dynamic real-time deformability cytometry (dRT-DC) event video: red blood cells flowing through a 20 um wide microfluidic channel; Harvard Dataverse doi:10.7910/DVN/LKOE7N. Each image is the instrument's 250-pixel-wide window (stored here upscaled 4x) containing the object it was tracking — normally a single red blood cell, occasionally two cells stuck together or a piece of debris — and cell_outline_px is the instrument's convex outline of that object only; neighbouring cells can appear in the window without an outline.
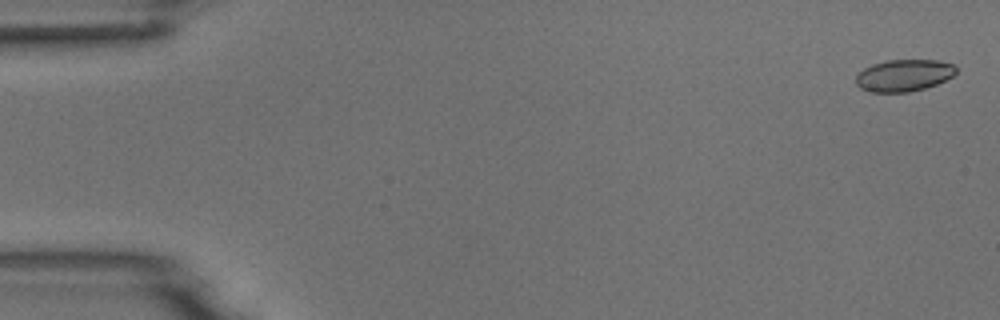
{"species": "common noctule bat (a hibernating species)", "species_latin": "Nyctalus noctula", "temperature_condition": "room temperature", "stored_images_in_passage": 5, "camera_frame_rate_fps": 3000, "um_per_image_px": 0.085, "animal": {"sex": "male", "body_mass_g": 18.8}, "frame": {"image": 1, "passage_image": 1, "time_ms": 0.0, "image_size_px": [1000, 320], "cell_outline_px": [[956, 72], [952, 76], [936, 84], [924, 88], [908, 92], [868, 92], [860, 88], [856, 84], [856, 76], [864, 68], [872, 64], [888, 60], [936, 60], [952, 64], [956, 68]], "centroid_in_image_um": [76.79, 6.41], "position_along_channel_um": 8.2, "area_um2": 18.5}}
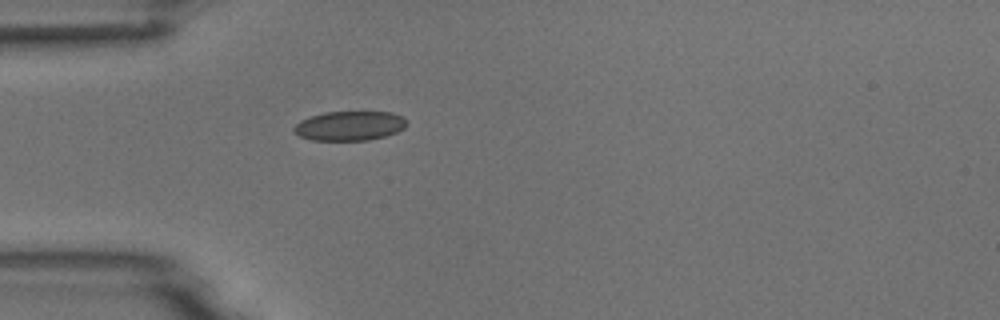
{"frame": {"image": 2, "passage_image": 5, "time_ms": 4.667, "image_size_px": [1000, 320], "cell_outline_px": [[408, 124], [404, 128], [396, 132], [384, 136], [368, 140], [312, 140], [300, 136], [292, 128], [300, 120], [324, 112], [392, 112], [404, 116], [408, 120]], "centroid_in_image_um": [29.76, 10.68], "position_along_channel_um": 55.2, "area_um2": 19.36}}